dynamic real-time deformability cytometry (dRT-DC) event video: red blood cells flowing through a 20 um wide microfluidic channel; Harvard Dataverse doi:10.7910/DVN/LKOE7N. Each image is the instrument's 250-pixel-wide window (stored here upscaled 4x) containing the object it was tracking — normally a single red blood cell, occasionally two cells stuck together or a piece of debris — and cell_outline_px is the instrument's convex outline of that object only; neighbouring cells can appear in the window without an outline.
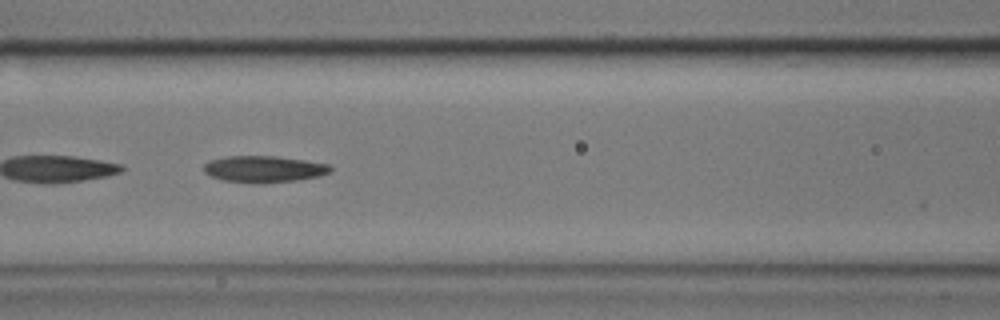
{"species": "common noctule bat (a hibernating species)", "species_latin": "Nyctalus noctula", "temperature_condition": "cold", "stored_images_in_passage": 54, "camera_frame_rate_fps": 3000, "um_per_image_px": 0.085, "animal": {"sex": "male", "body_mass_g": 17.9}, "frame": {"image": 1, "passage_image": 22, "time_ms": 7.0, "image_size_px": [1000, 320], "cell_outline_px": [[332, 172], [320, 176], [296, 180], [260, 184], [252, 184], [224, 180], [212, 176], [204, 172], [204, 164], [208, 160], [228, 156], [276, 156], [304, 160], [328, 164], [332, 168]], "centroid_in_image_um": [22.43, 14.38], "position_along_channel_um": 144.2, "area_um2": 19.77}}
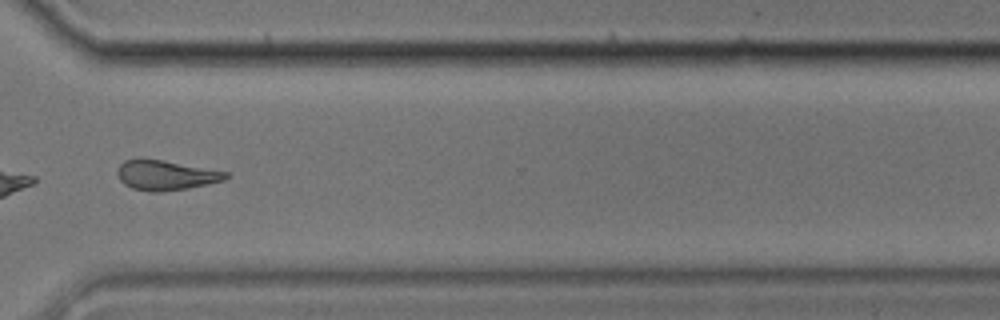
{"frame": {"image": 2, "passage_image": 40, "time_ms": 13.0, "image_size_px": [1000, 320], "cell_outline_px": [[228, 176], [224, 180], [208, 184], [188, 188], [160, 192], [152, 192], [132, 188], [124, 184], [120, 180], [116, 172], [120, 164], [124, 160], [164, 160], [228, 172]], "centroid_in_image_um": [14.09, 14.91], "position_along_channel_um": 356.5, "area_um2": 18.61}, "authors_computed_cell_mechanics": {"area_um2": 19.7098, "velocity_mm_per_s": 3.5396, "shape_relaxation_time_tau1_ms": 8.4184, "shape_relaxation_time_tau2_ms": 4.8647, "deformation_change_tau1": 0.18, "deformation_change_tau2": 0.1519}}